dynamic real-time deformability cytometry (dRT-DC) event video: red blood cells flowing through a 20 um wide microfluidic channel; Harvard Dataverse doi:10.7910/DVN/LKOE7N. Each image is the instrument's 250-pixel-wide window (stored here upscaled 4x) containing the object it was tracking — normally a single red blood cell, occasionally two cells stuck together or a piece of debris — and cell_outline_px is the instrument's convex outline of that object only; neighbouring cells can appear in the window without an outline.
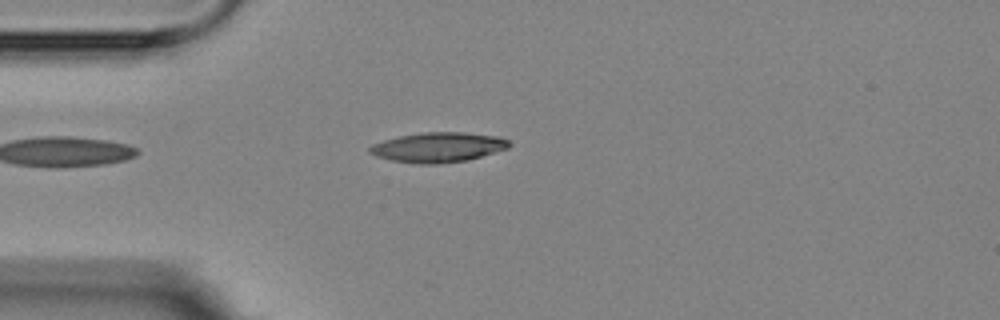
{"species": "Egyptian fruit bat (a non-hibernating species)", "species_latin": "Rousettus aegyptiacus", "temperature_condition": "room temperature", "stored_images_in_passage": 2, "camera_frame_rate_fps": 3000, "um_per_image_px": 0.085, "animal": {"sex": "female"}, "frame": {"image": 1, "passage_image": 2, "time_ms": 1.333, "image_size_px": [1000, 320], "cell_outline_px": [[512, 144], [508, 148], [468, 160], [436, 164], [420, 164], [392, 160], [376, 156], [368, 152], [368, 148], [372, 144], [384, 140], [400, 136], [424, 132], [464, 132], [500, 136], [508, 140]], "centroid_in_image_um": [37.26, 12.51], "position_along_channel_um": 47.7, "area_um2": 24.28}}